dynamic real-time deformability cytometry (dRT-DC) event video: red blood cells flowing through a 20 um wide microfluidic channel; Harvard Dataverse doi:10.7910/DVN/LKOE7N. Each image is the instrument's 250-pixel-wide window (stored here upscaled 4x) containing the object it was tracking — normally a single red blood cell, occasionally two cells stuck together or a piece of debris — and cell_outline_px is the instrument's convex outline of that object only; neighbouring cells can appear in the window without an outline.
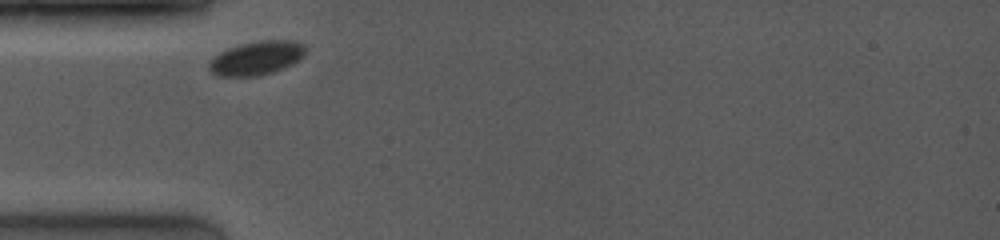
{"species": "common noctule bat (a hibernating species)", "species_latin": "Nyctalus noctula", "temperature_condition": "room temperature", "stored_images_in_passage": 28, "camera_frame_rate_fps": 4000, "um_per_image_px": 0.085, "animal": {"sex": "female", "body_mass_g": 19.0, "forearm_length_mm": 53.3}, "frame": {"image": 1, "passage_image": 1, "time_ms": 0.0, "image_size_px": [1000, 240], "cell_outline_px": [[304, 56], [292, 64], [272, 72], [260, 76], [220, 76], [212, 72], [208, 68], [208, 64], [220, 52], [228, 48], [240, 44], [264, 40], [288, 40], [304, 44]], "centroid_in_image_um": [21.8, 4.94], "position_along_channel_um": 63.2, "area_um2": 18.73}}
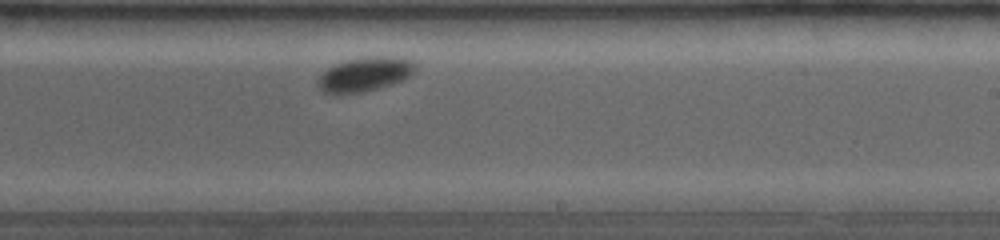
{"frame": {"image": 2, "passage_image": 16, "time_ms": 5.25, "image_size_px": [1000, 240], "cell_outline_px": [[416, 68], [404, 80], [392, 84], [364, 92], [340, 96], [324, 92], [316, 84], [316, 80], [328, 68], [336, 64], [360, 56], [384, 56], [408, 60], [416, 64]], "centroid_in_image_um": [30.95, 6.35], "position_along_channel_um": 258.1, "area_um2": 19.59}}
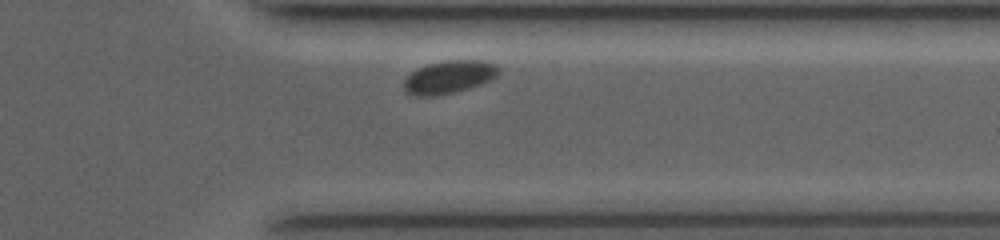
{"frame": {"image": 3, "passage_image": 26, "time_ms": 8.25, "image_size_px": [1000, 240], "cell_outline_px": [[500, 72], [492, 80], [480, 84], [452, 92], [436, 96], [416, 96], [404, 92], [404, 80], [412, 72], [428, 64], [444, 60], [484, 60], [496, 64], [500, 68]], "centroid_in_image_um": [38.19, 6.54], "position_along_channel_um": 373.2, "area_um2": 18.15}, "authors_computed_cell_mechanics": {"area_um2": 19.0162, "velocity_mm_per_s": 3.7461, "shape_relaxation_time_tau1_ms": 5.8324, "shape_relaxation_time_tau2_ms": null, "deformation_change_tau1": 0.0841, "deformation_change_tau2": null}}